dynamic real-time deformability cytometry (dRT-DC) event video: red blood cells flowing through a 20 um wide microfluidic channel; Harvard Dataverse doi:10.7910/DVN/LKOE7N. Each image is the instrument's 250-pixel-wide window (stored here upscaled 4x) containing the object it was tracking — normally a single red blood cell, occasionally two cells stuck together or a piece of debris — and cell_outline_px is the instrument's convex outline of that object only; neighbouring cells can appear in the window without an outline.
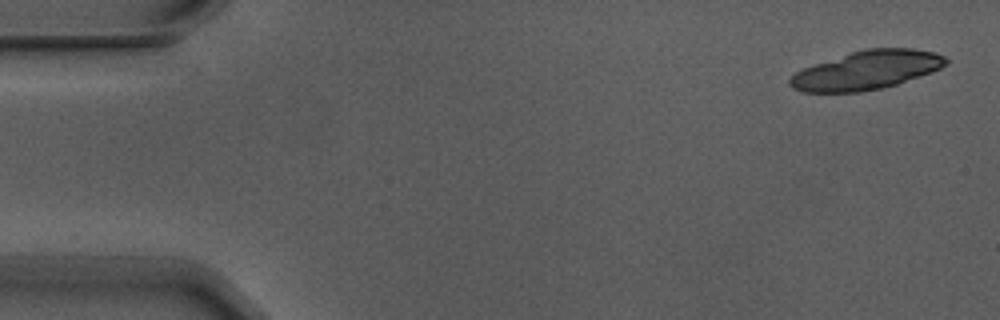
{"species": "Egyptian fruit bat (a non-hibernating species)", "species_latin": "Rousettus aegyptiacus", "temperature_condition": "warm", "stored_images_in_passage": 10, "camera_frame_rate_fps": 3000, "um_per_image_px": 0.085, "animal": {"sex": "male"}, "frame": {"image": 1, "passage_image": 1, "time_ms": 0.0, "image_size_px": [1000, 320], "cell_outline_px": [[948, 64], [932, 72], [896, 84], [880, 88], [860, 92], [804, 92], [792, 88], [788, 84], [788, 80], [796, 72], [804, 68], [864, 48], [912, 48], [936, 52], [944, 56], [948, 60]], "centroid_in_image_um": [73.69, 5.96], "position_along_channel_um": 11.3, "area_um2": 34.91}}
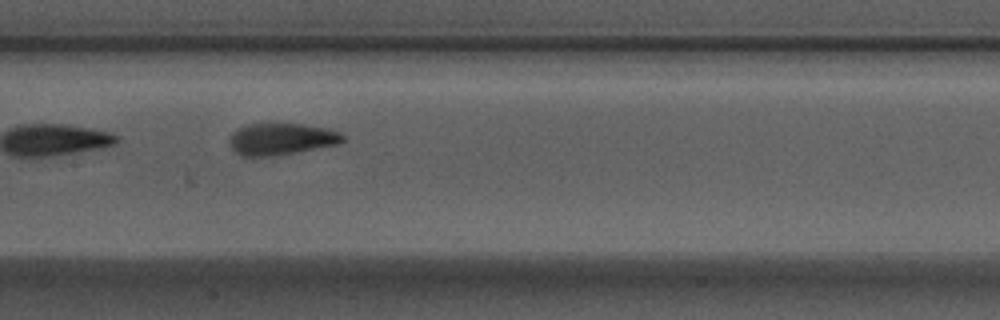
{"frame": {"image": 2, "passage_image": 7, "time_ms": 2.0, "image_size_px": [1000, 320], "cell_outline_px": [[344, 140], [340, 144], [296, 152], [268, 156], [244, 156], [236, 152], [232, 148], [228, 140], [232, 132], [248, 124], [304, 124], [328, 128], [340, 132], [344, 136]], "centroid_in_image_um": [23.94, 11.81], "position_along_channel_um": 183.5, "area_um2": 20.87}}
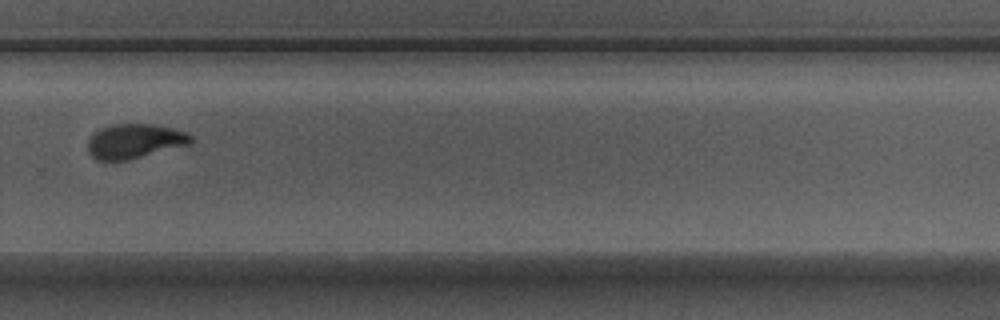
{"frame": {"image": 3, "passage_image": 10, "time_ms": 3.0, "image_size_px": [1000, 320], "cell_outline_px": [[192, 140], [188, 144], [128, 160], [96, 160], [88, 152], [88, 140], [100, 128], [112, 124], [152, 124], [172, 128], [184, 132], [192, 136]], "centroid_in_image_um": [11.4, 11.99], "position_along_channel_um": 318.4, "area_um2": 20.4}}